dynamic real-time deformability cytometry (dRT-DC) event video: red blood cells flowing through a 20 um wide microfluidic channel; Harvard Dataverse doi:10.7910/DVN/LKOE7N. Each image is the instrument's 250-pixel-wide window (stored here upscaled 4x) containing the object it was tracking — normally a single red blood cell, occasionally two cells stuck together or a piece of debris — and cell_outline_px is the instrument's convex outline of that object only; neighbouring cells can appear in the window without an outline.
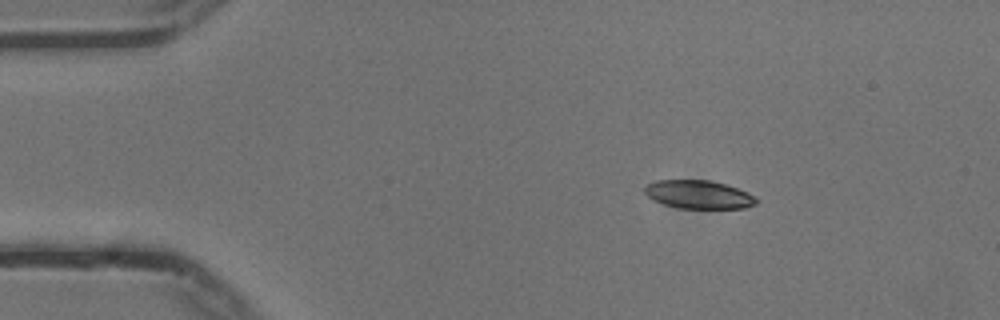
{"species": "common noctule bat (a hibernating species)", "species_latin": "Nyctalus noctula", "temperature_condition": "cold", "stored_images_in_passage": 47, "camera_frame_rate_fps": 3000, "um_per_image_px": 0.085, "animal": {"sex": "male", "body_mass_g": 13.3}, "frame": {"image": 1, "passage_image": 1, "time_ms": 0.0, "image_size_px": [1000, 320], "cell_outline_px": [[760, 200], [756, 204], [744, 208], [680, 208], [664, 204], [652, 200], [644, 192], [644, 188], [648, 184], [656, 180], [708, 180], [724, 184], [748, 192], [756, 196]], "centroid_in_image_um": [59.4, 16.54], "position_along_channel_um": 25.6, "area_um2": 18.44}}
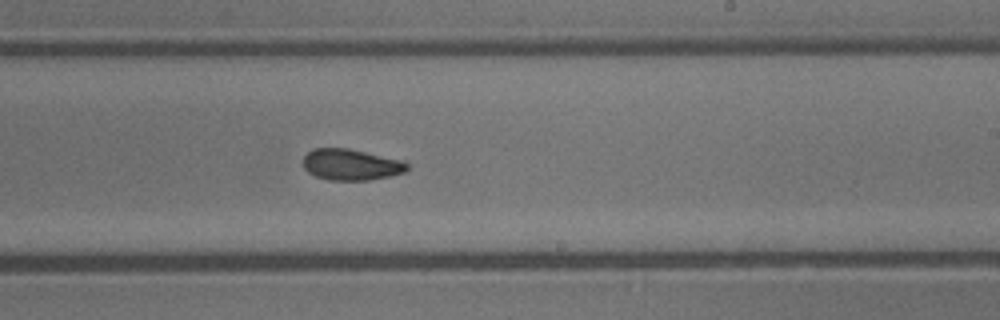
{"frame": {"image": 2, "passage_image": 25, "time_ms": 8.0, "image_size_px": [1000, 320], "cell_outline_px": [[408, 168], [404, 172], [388, 176], [368, 180], [328, 180], [316, 176], [308, 172], [304, 168], [304, 156], [312, 148], [348, 148], [404, 160], [408, 164]], "centroid_in_image_um": [29.84, 13.98], "position_along_channel_um": 259.2, "area_um2": 18.9}}
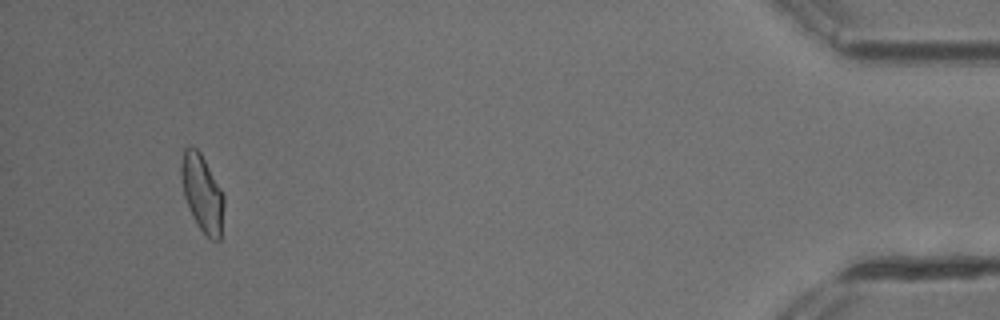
{"frame": {"image": 3, "passage_image": 44, "time_ms": 14.333, "image_size_px": [1000, 320], "cell_outline_px": [[224, 204], [220, 240], [208, 240], [192, 216], [184, 196], [180, 172], [180, 164], [184, 148], [196, 148], [200, 152], [220, 188], [224, 196]], "centroid_in_image_um": [17.18, 16.45], "position_along_channel_um": 418.0, "area_um2": 19.02}, "authors_computed_cell_mechanics": {"area_um2": 19.3052, "velocity_mm_per_s": 3.7421, "shape_relaxation_time_tau1_ms": 5.1409, "shape_relaxation_time_tau2_ms": 3.5131, "deformation_change_tau1": 0.1499, "deformation_change_tau2": 0.0935}}